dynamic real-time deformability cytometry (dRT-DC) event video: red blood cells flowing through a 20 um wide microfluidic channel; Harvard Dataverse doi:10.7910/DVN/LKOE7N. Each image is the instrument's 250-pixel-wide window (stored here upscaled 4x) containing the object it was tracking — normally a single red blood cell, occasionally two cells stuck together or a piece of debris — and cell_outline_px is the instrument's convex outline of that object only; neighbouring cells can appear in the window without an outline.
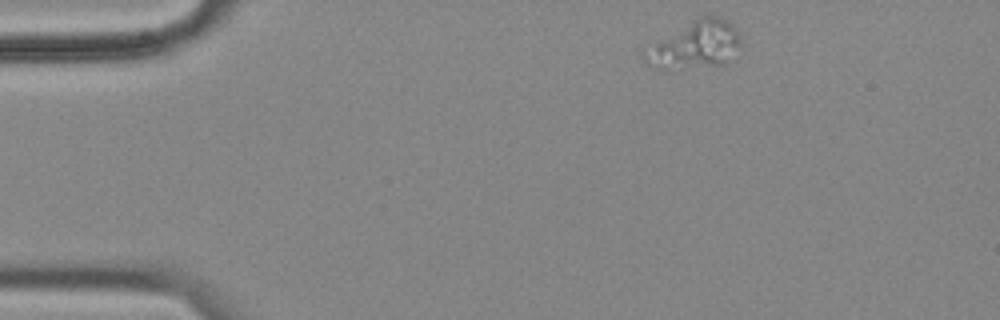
{"species": "common noctule bat (a hibernating species)", "species_latin": "Nyctalus noctula", "temperature_condition": "cold", "stored_images_in_passage": 51, "camera_frame_rate_fps": 3000, "um_per_image_px": 0.085, "animal": {"sex": "female", "body_mass_g": 18.4}, "frame": {"image": 1, "passage_image": 1, "time_ms": 0.0, "image_size_px": [1000, 320], "cell_outline_px": [[744, 48], [724, 64], [672, 72], [668, 72], [644, 64], [640, 52], [700, 16], [720, 16], [728, 20], [736, 28], [740, 36]], "centroid_in_image_um": [59.11, 3.9], "position_along_channel_um": 25.9, "area_um2": 27.57}}
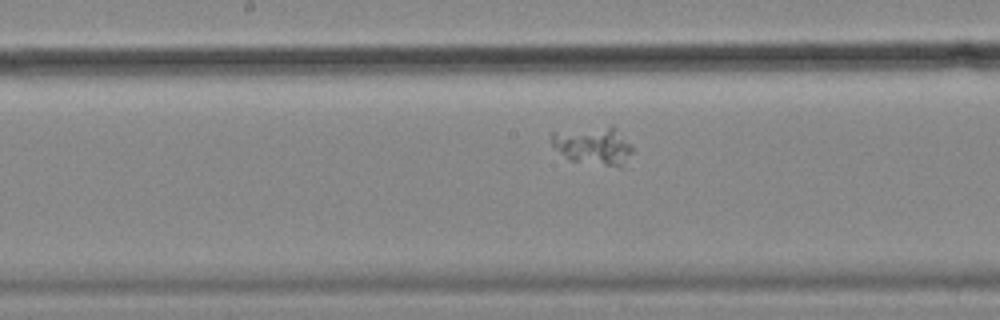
{"frame": {"image": 2, "passage_image": 22, "time_ms": 7.0, "image_size_px": [1000, 320], "cell_outline_px": [[632, 152], [620, 164], [604, 164], [568, 160], [552, 144], [552, 132], [612, 124], [632, 148]], "centroid_in_image_um": [50.38, 12.31], "position_along_channel_um": 197.8, "area_um2": 17.22}}
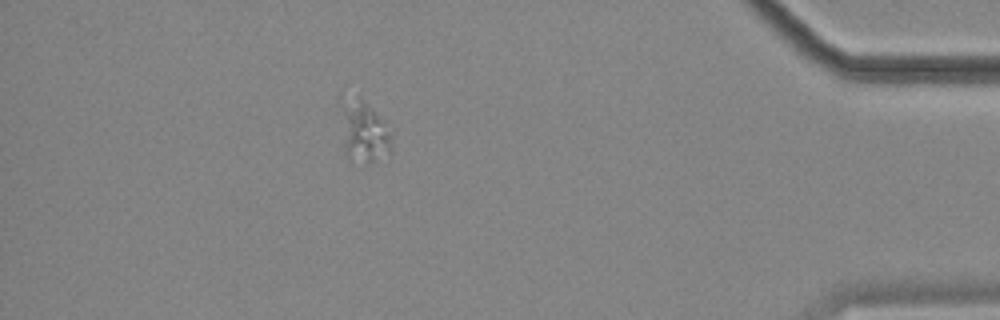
{"frame": {"image": 3, "passage_image": 44, "time_ms": 14.333, "image_size_px": [1000, 320], "cell_outline_px": [[392, 152], [376, 160], [348, 160], [344, 152], [344, 108], [360, 100], [376, 112], [392, 144]], "centroid_in_image_um": [30.98, 11.38], "position_along_channel_um": 404.2, "area_um2": 15.84}}